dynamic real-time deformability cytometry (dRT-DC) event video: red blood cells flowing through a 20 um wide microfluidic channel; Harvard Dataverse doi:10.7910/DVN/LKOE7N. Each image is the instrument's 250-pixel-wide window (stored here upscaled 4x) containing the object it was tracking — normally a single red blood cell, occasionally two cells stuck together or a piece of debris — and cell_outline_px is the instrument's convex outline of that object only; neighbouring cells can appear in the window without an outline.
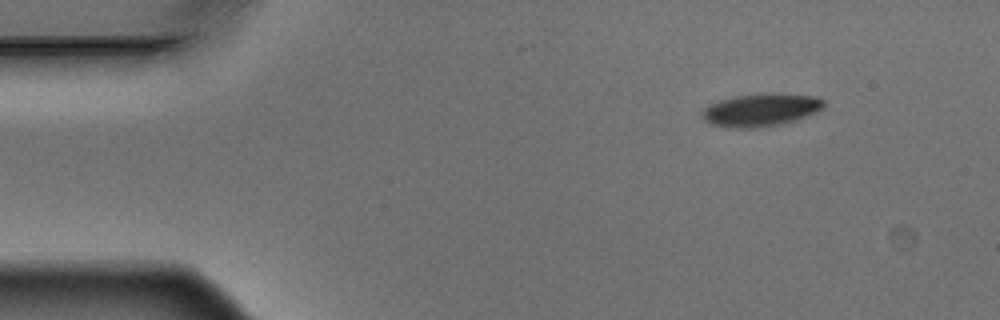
{"species": "Egyptian fruit bat (a non-hibernating species)", "species_latin": "Rousettus aegyptiacus", "temperature_condition": "warm", "stored_images_in_passage": 4, "camera_frame_rate_fps": 3000, "um_per_image_px": 0.085, "animal": {"sex": "male"}, "frame": {"image": 1, "passage_image": 1, "time_ms": 0.0, "image_size_px": [1000, 320], "cell_outline_px": [[824, 104], [816, 112], [780, 124], [752, 128], [732, 128], [712, 124], [704, 120], [700, 116], [700, 112], [708, 104], [720, 100], [736, 96], [768, 92], [780, 92], [820, 96], [824, 100]], "centroid_in_image_um": [64.65, 9.31], "position_along_channel_um": 20.4, "area_um2": 23.47}}
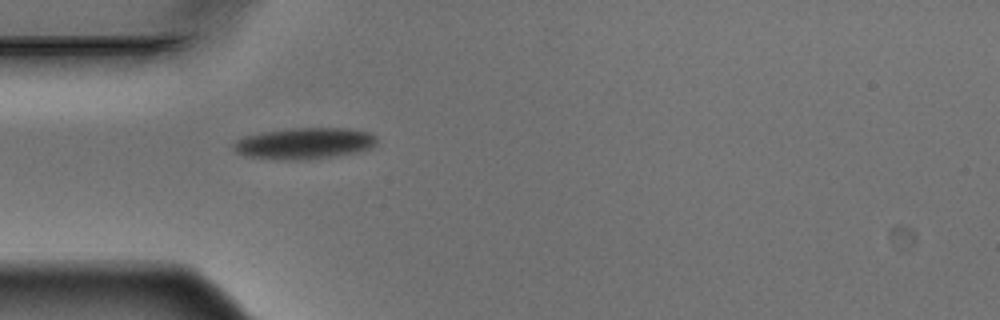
{"frame": {"image": 2, "passage_image": 4, "time_ms": 1.0, "image_size_px": [1000, 320], "cell_outline_px": [[376, 144], [368, 148], [352, 152], [308, 160], [280, 160], [248, 156], [236, 152], [232, 148], [232, 144], [236, 140], [244, 136], [260, 132], [292, 128], [348, 128], [368, 132], [376, 136]], "centroid_in_image_um": [25.8, 12.18], "position_along_channel_um": 59.2, "area_um2": 26.01}}